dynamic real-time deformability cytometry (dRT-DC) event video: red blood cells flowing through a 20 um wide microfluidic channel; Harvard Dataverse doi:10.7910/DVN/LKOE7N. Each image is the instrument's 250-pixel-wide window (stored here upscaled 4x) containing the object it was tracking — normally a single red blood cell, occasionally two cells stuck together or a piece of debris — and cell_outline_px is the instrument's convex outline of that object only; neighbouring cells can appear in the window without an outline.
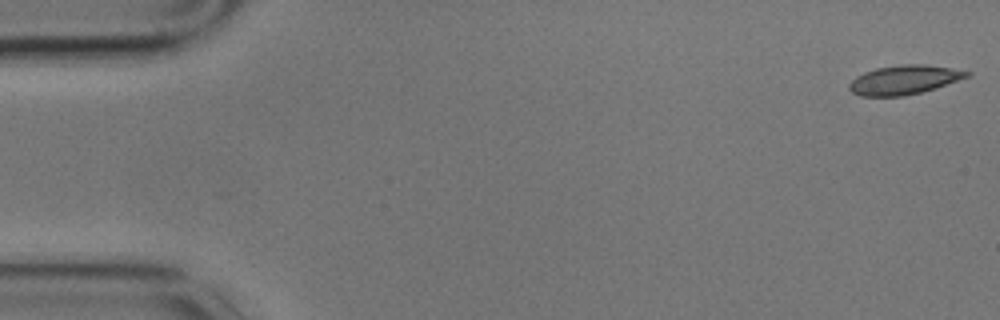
{"species": "common noctule bat (a hibernating species)", "species_latin": "Nyctalus noctula", "temperature_condition": "cold", "stored_images_in_passage": 53, "camera_frame_rate_fps": 3000, "um_per_image_px": 0.085, "animal": {"sex": "male", "body_mass_g": 17.9}, "frame": {"image": 1, "passage_image": 1, "time_ms": 0.0, "image_size_px": [1000, 320], "cell_outline_px": [[972, 76], [936, 88], [904, 96], [860, 96], [852, 92], [848, 88], [848, 84], [856, 76], [864, 72], [876, 68], [904, 64], [924, 64], [952, 68], [972, 72]], "centroid_in_image_um": [76.88, 6.78], "position_along_channel_um": 8.1, "area_um2": 20.11}}
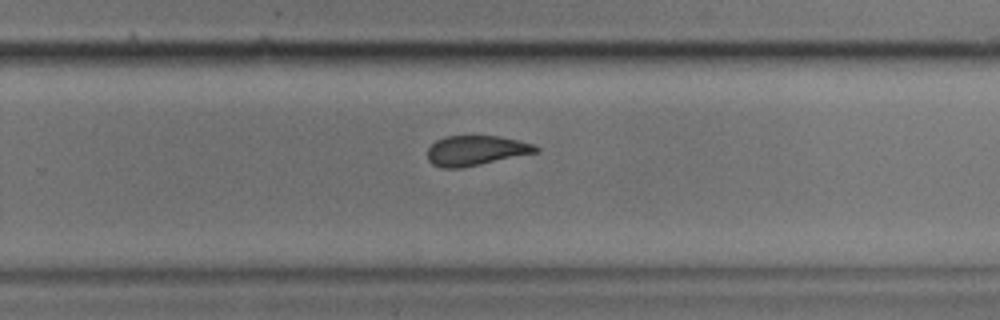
{"frame": {"image": 2, "passage_image": 37, "time_ms": 12.0, "image_size_px": [1000, 320], "cell_outline_px": [[540, 152], [460, 168], [440, 168], [432, 164], [428, 160], [428, 148], [436, 140], [444, 136], [500, 136], [532, 144], [540, 148]], "centroid_in_image_um": [40.44, 12.8], "position_along_channel_um": 289.4, "area_um2": 18.9}}
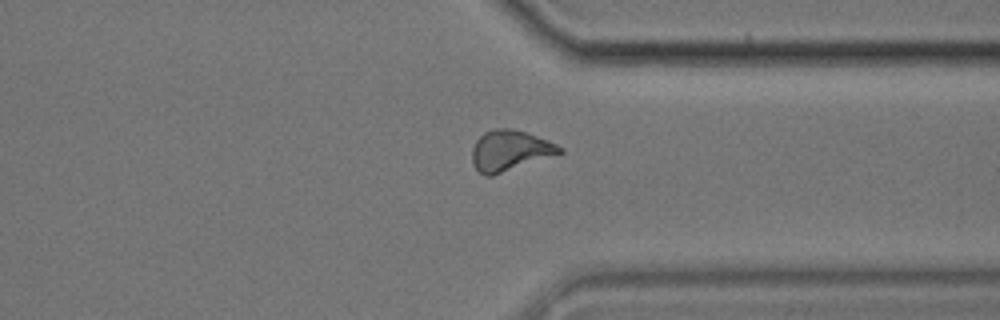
{"frame": {"image": 3, "passage_image": 44, "time_ms": 14.333, "image_size_px": [1000, 320], "cell_outline_px": [[564, 152], [492, 176], [484, 176], [472, 164], [472, 148], [476, 140], [484, 132], [496, 128], [508, 128], [528, 132], [548, 140], [564, 148]], "centroid_in_image_um": [43.34, 12.79], "position_along_channel_um": 368.1, "area_um2": 20.75}}